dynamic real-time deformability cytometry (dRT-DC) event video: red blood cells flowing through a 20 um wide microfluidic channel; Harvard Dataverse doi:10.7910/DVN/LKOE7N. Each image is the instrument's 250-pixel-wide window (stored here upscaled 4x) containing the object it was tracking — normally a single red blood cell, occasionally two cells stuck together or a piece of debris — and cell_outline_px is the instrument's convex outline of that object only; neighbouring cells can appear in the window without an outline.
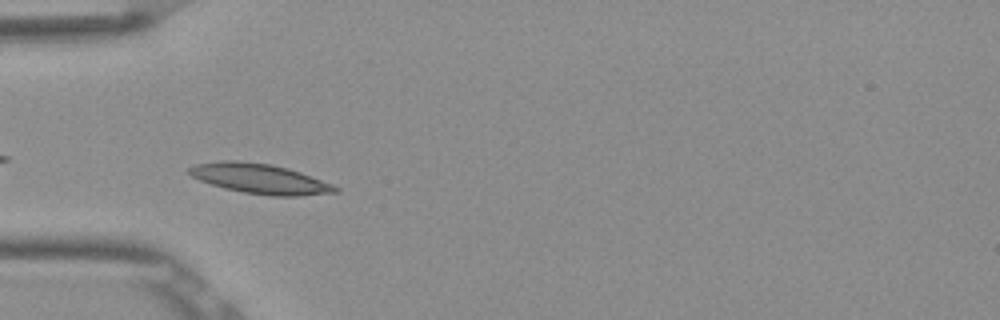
{"species": "Egyptian fruit bat (a non-hibernating species)", "species_latin": "Rousettus aegyptiacus", "temperature_condition": "room temperature", "stored_images_in_passage": 47, "camera_frame_rate_fps": 3000, "um_per_image_px": 0.085, "frame": {"image": 1, "passage_image": 11, "time_ms": 3.333, "image_size_px": [1000, 320], "cell_outline_px": [[340, 192], [300, 196], [272, 196], [244, 192], [224, 188], [200, 180], [192, 176], [188, 172], [188, 168], [196, 164], [220, 160], [236, 160], [268, 164], [288, 168], [300, 172], [332, 184], [340, 188]], "centroid_in_image_um": [22.11, 15.19], "position_along_channel_um": 62.9, "area_um2": 25.37}}
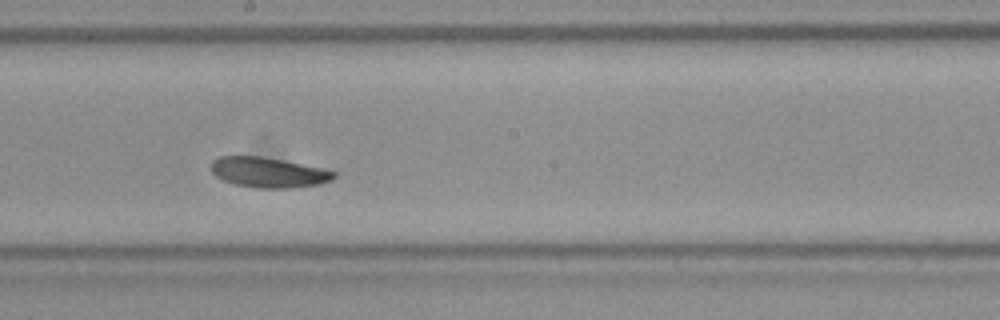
{"frame": {"image": 2, "passage_image": 24, "time_ms": 7.667, "image_size_px": [1000, 320], "cell_outline_px": [[336, 176], [332, 180], [320, 184], [292, 188], [256, 188], [236, 184], [224, 180], [216, 176], [212, 172], [212, 160], [220, 156], [260, 156], [284, 160], [324, 168], [336, 172]], "centroid_in_image_um": [22.86, 14.65], "position_along_channel_um": 225.3, "area_um2": 21.68}}
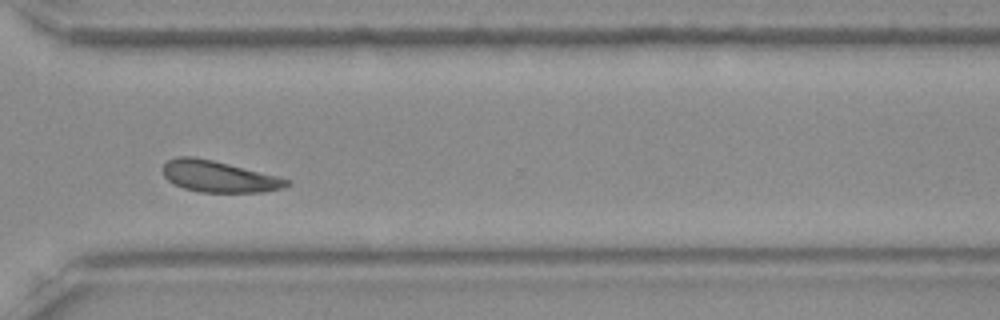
{"frame": {"image": 3, "passage_image": 34, "time_ms": 11.0, "image_size_px": [1000, 320], "cell_outline_px": [[292, 184], [284, 188], [264, 192], [200, 192], [184, 188], [168, 180], [164, 176], [164, 164], [168, 160], [176, 156], [192, 156], [212, 160], [292, 180]], "centroid_in_image_um": [18.63, 15.01], "position_along_channel_um": 352.0, "area_um2": 22.43}, "authors_computed_cell_mechanics": {"area_um2": 22.542, "velocity_mm_per_s": 3.7947, "shape_relaxation_time_tau1_ms": 2.6311, "shape_relaxation_time_tau2_ms": null, "deformation_change_tau1": 0.0787, "deformation_change_tau2": null}}